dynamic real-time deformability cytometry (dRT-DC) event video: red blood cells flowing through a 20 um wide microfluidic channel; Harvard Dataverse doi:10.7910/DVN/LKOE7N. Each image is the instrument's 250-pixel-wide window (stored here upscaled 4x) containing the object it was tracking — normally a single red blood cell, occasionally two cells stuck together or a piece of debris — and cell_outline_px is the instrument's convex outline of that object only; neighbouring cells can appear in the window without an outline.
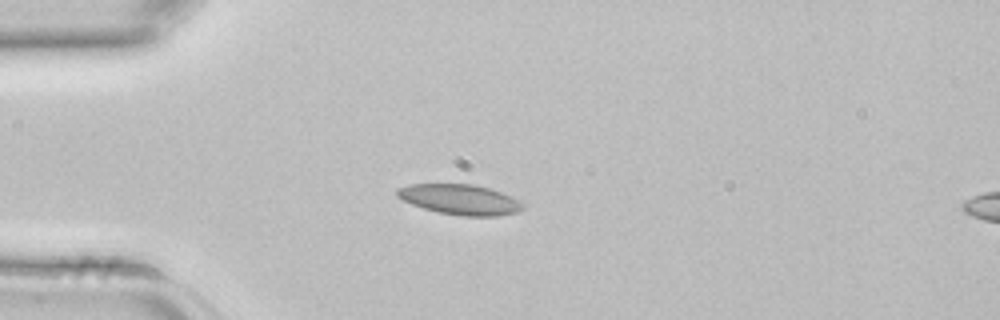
{"species": "common noctule bat (a hibernating species)", "species_latin": "Nyctalus noctula", "temperature_condition": "room temperature", "stored_images_in_passage": 4, "camera_frame_rate_fps": 3000, "um_per_image_px": 0.085, "animal": {"sex": "female", "body_mass_g": 22.7, "forearm_length_mm": 54.2}, "frame": {"image": 1, "passage_image": 3, "time_ms": 0.667, "image_size_px": [1000, 320], "cell_outline_px": [[524, 208], [516, 212], [496, 216], [460, 216], [436, 212], [412, 204], [396, 196], [396, 188], [408, 184], [472, 184], [488, 188], [500, 192], [524, 204]], "centroid_in_image_um": [39.04, 16.96], "position_along_channel_um": 46.0, "area_um2": 22.02}}